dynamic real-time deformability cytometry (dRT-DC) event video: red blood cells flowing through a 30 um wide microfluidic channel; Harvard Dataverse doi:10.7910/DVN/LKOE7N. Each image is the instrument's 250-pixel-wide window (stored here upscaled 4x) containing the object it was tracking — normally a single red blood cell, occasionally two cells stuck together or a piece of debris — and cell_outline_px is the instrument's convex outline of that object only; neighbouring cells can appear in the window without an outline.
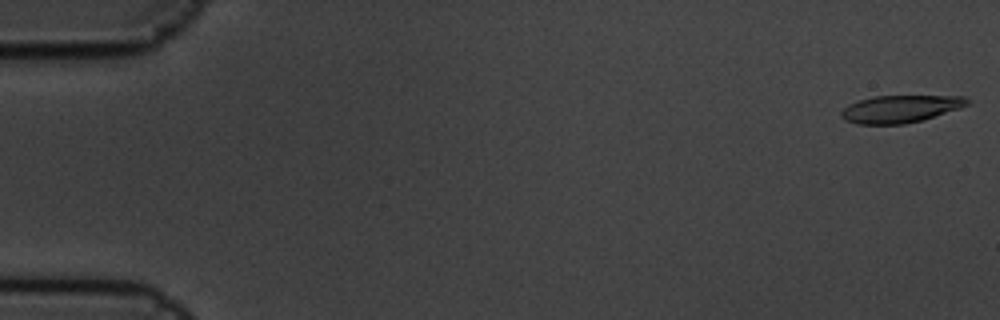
{"species": "common noctule bat (a hibernating species)", "species_latin": "Nyctalus noctula", "temperature_condition": "cold", "stored_images_in_passage": 4, "camera_frame_rate_fps": 3000, "um_per_image_px": 0.085, "animal": {"sex": "male", "body_mass_g": 19.5, "forearm_length_mm": 54.6}, "frame": {"image": 1, "passage_image": 1, "time_ms": 0.0, "image_size_px": [1000, 320], "cell_outline_px": [[968, 104], [960, 108], [924, 120], [904, 124], [856, 124], [844, 120], [840, 116], [840, 112], [848, 104], [860, 100], [876, 96], [964, 96], [968, 100]], "centroid_in_image_um": [76.5, 9.27], "position_along_channel_um": 8.5, "area_um2": 20.11}}